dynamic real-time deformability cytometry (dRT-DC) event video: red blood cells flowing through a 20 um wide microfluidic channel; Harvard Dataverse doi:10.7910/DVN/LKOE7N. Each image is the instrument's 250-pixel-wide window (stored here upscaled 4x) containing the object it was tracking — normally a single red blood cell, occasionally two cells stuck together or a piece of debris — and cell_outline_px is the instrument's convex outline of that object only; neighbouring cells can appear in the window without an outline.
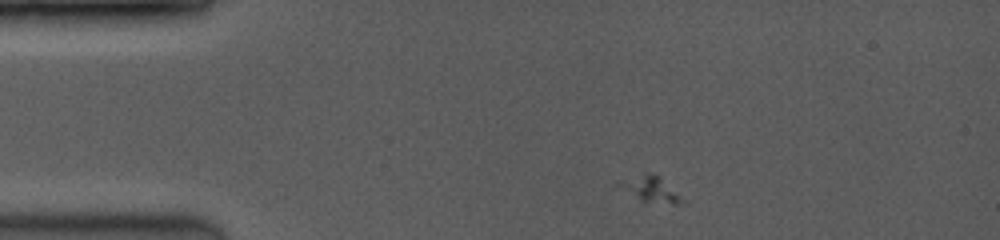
{"species": "common noctule bat (a hibernating species)", "species_latin": "Nyctalus noctula", "temperature_condition": "room temperature", "stored_images_in_passage": 48, "camera_frame_rate_fps": 3500, "um_per_image_px": 0.085, "animal": {"sex": "female", "body_mass_g": 19.0, "forearm_length_mm": 53.3}, "frame": {"image": 1, "passage_image": 1, "time_ms": 0.0, "image_size_px": [1000, 240], "cell_outline_px": [[688, 204], [672, 204], [644, 200], [612, 188], [612, 184], [644, 172], [656, 172], [688, 200]], "centroid_in_image_um": [55.3, 16.05], "position_along_channel_um": 29.7, "area_um2": 10.23}}